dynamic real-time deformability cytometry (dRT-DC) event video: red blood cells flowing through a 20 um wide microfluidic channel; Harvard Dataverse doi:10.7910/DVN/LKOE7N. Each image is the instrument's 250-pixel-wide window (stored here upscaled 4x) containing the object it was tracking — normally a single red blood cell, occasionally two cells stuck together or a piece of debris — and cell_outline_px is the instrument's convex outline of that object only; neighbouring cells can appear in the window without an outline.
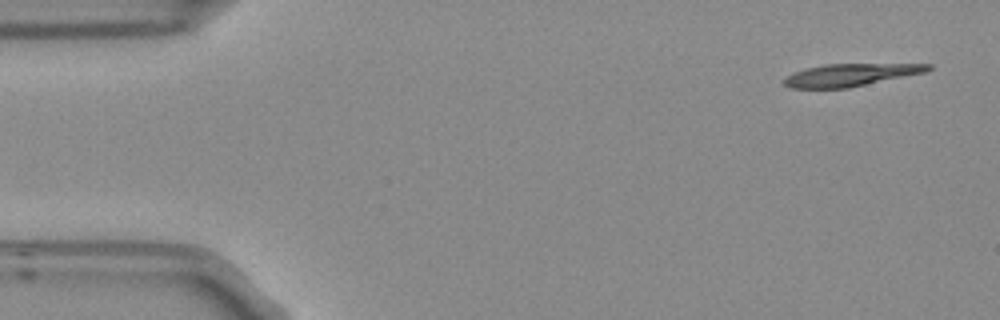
{"species": "Egyptian fruit bat (a non-hibernating species)", "species_latin": "Rousettus aegyptiacus", "temperature_condition": "room temperature", "stored_images_in_passage": 4, "camera_frame_rate_fps": 3000, "um_per_image_px": 0.085, "frame": {"image": 1, "passage_image": 1, "time_ms": 0.0, "image_size_px": [1000, 320], "cell_outline_px": [[932, 68], [924, 72], [848, 88], [788, 88], [784, 84], [784, 76], [792, 72], [824, 64], [932, 64]], "centroid_in_image_um": [72.22, 6.37], "position_along_channel_um": 12.8, "area_um2": 18.67}}
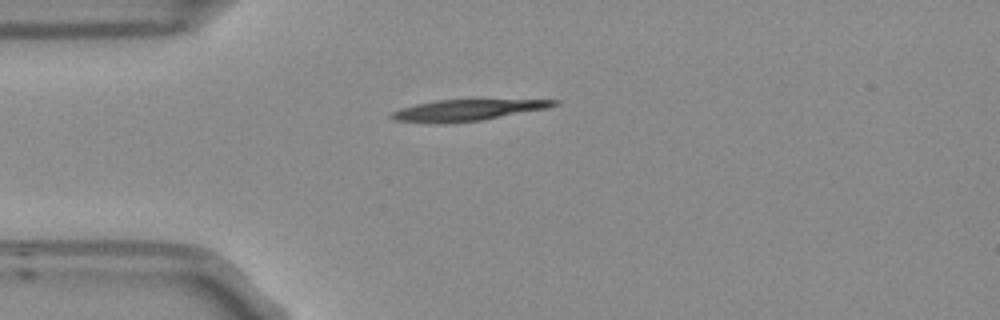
{"frame": {"image": 2, "passage_image": 4, "time_ms": 1.0, "image_size_px": [1000, 320], "cell_outline_px": [[560, 104], [548, 108], [480, 120], [392, 120], [388, 116], [392, 112], [400, 108], [416, 104], [436, 100], [560, 100]], "centroid_in_image_um": [39.82, 9.3], "position_along_channel_um": 45.2, "area_um2": 18.67}}